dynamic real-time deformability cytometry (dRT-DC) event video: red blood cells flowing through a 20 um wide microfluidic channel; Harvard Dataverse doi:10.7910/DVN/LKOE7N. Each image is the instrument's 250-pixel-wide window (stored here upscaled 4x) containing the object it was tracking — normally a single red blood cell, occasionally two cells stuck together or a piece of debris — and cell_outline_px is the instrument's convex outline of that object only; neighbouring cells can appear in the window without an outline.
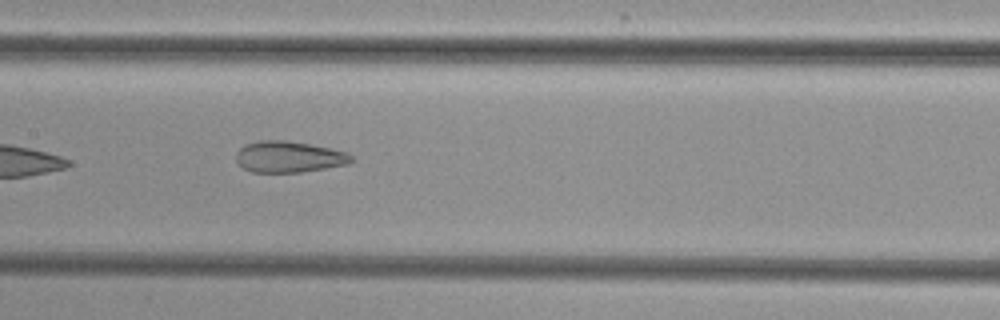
{"species": "common noctule bat (a hibernating species)", "species_latin": "Nyctalus noctula", "temperature_condition": "cold", "stored_images_in_passage": 7, "camera_frame_rate_fps": 3000, "um_per_image_px": 0.085, "animal": {"sex": "female", "body_mass_g": 29.2, "forearm_length_mm": 56.3}, "frame": {"image": 1, "passage_image": 6, "time_ms": 6.667, "image_size_px": [1000, 320], "cell_outline_px": [[356, 160], [348, 164], [300, 172], [252, 172], [244, 168], [236, 160], [236, 152], [244, 144], [260, 140], [288, 140], [348, 152]], "centroid_in_image_um": [24.56, 13.32], "position_along_channel_um": 182.8, "area_um2": 20.98}}
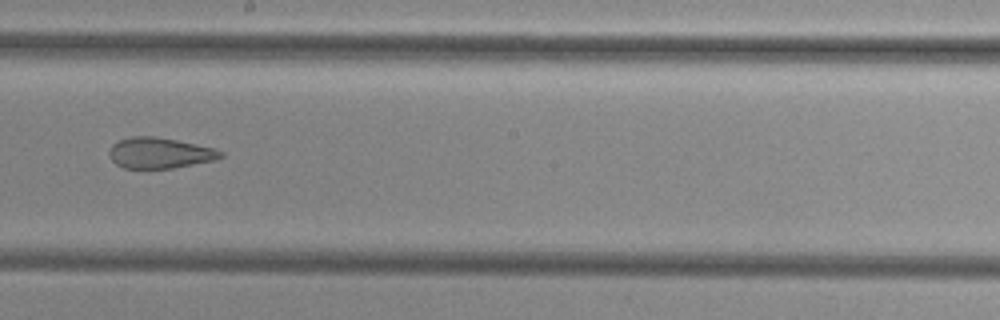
{"frame": {"image": 2, "passage_image": 7, "time_ms": 8.0, "image_size_px": [1000, 320], "cell_outline_px": [[224, 156], [216, 160], [172, 168], [124, 168], [116, 164], [108, 156], [108, 152], [112, 144], [120, 140], [132, 136], [156, 136], [176, 140], [212, 148], [224, 152]], "centroid_in_image_um": [13.55, 13.0], "position_along_channel_um": 234.6, "area_um2": 19.94}}